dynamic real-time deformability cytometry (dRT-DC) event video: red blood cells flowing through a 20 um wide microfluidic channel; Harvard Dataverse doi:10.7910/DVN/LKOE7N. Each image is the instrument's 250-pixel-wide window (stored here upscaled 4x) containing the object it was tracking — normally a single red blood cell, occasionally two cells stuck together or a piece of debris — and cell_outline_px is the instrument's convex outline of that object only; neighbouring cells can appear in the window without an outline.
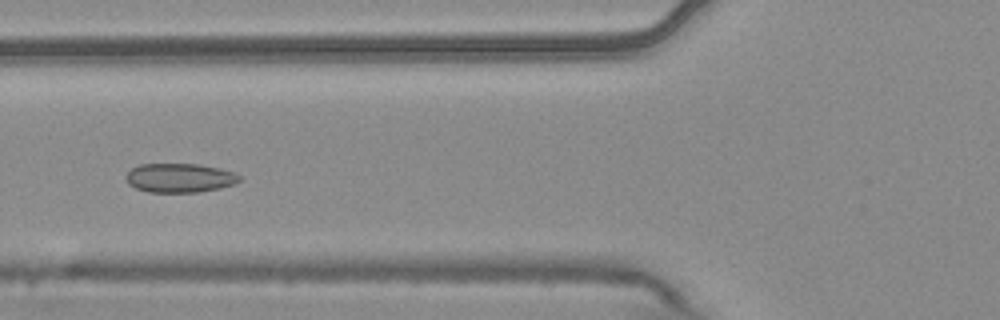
{"species": "common noctule bat (a hibernating species)", "species_latin": "Nyctalus noctula", "temperature_condition": "warm", "stored_images_in_passage": 8, "camera_frame_rate_fps": 3000, "um_per_image_px": 0.085, "animal": {"sex": "male", "body_mass_g": 20.4}, "frame": {"image": 1, "passage_image": 6, "time_ms": 1.667, "image_size_px": [1000, 320], "cell_outline_px": [[240, 180], [236, 184], [220, 188], [196, 192], [148, 192], [136, 188], [128, 184], [124, 176], [132, 168], [140, 164], [200, 164], [220, 168], [232, 172], [240, 176]], "centroid_in_image_um": [15.26, 15.12], "position_along_channel_um": 110.5, "area_um2": 19.31}}
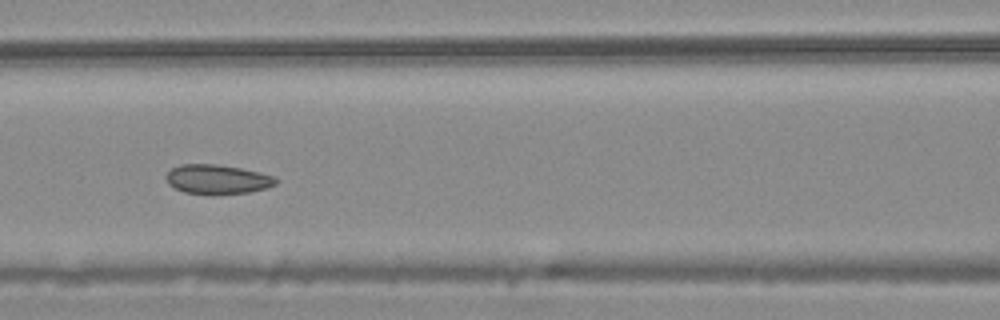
{"frame": {"image": 2, "passage_image": 7, "time_ms": 2.0, "image_size_px": [1000, 320], "cell_outline_px": [[276, 184], [268, 188], [248, 192], [216, 196], [212, 196], [184, 192], [168, 184], [164, 176], [172, 168], [180, 164], [216, 164], [240, 168], [260, 172], [272, 176], [276, 180]], "centroid_in_image_um": [18.44, 15.26], "position_along_channel_um": 148.2, "area_um2": 19.13}}
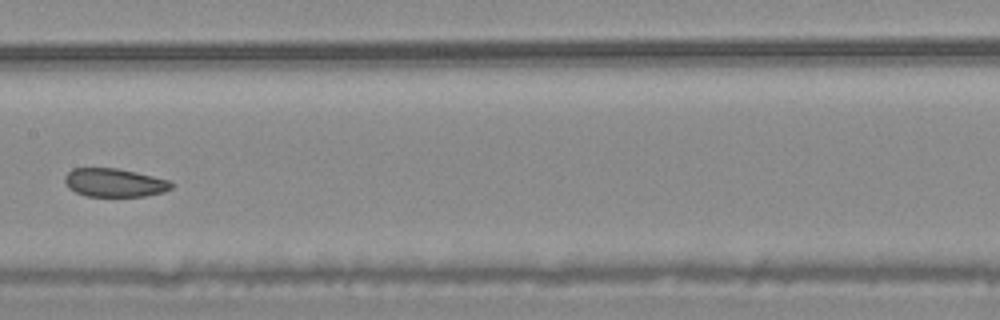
{"frame": {"image": 3, "passage_image": 8, "time_ms": 2.333, "image_size_px": [1000, 320], "cell_outline_px": [[172, 188], [164, 192], [144, 196], [84, 196], [68, 188], [64, 180], [64, 176], [72, 168], [116, 168], [136, 172], [168, 180], [172, 184]], "centroid_in_image_um": [9.69, 15.53], "position_along_channel_um": 197.7, "area_um2": 17.63}}